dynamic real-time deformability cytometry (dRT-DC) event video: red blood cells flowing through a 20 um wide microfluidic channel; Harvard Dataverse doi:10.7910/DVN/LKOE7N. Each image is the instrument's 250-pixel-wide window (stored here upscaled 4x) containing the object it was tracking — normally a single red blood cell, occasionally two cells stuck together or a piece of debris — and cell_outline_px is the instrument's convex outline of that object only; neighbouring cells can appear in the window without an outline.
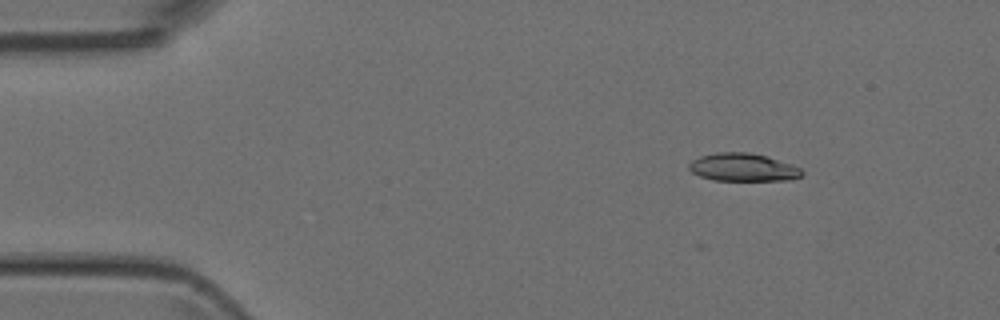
{"species": "Egyptian fruit bat (a non-hibernating species)", "species_latin": "Rousettus aegyptiacus", "temperature_condition": "room temperature", "stored_images_in_passage": 5, "camera_frame_rate_fps": 3000, "um_per_image_px": 0.085, "animal": {"sex": "female"}, "frame": {"image": 1, "passage_image": 3, "time_ms": 2.0, "image_size_px": [1000, 320], "cell_outline_px": [[804, 172], [800, 176], [792, 180], [712, 180], [700, 176], [692, 172], [688, 168], [688, 164], [692, 160], [700, 156], [716, 152], [748, 152], [764, 156], [792, 164], [800, 168]], "centroid_in_image_um": [63.13, 14.22], "position_along_channel_um": 21.9, "area_um2": 18.32}}